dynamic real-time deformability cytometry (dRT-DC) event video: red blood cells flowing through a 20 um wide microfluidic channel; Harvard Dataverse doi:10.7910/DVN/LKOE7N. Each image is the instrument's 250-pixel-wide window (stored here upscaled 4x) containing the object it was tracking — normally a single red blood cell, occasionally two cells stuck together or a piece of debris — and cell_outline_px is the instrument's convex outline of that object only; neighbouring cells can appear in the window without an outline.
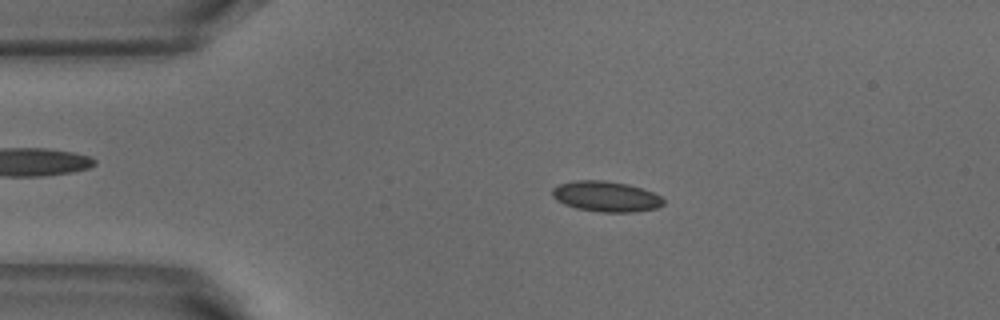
{"species": "common noctule bat (a hibernating species)", "species_latin": "Nyctalus noctula", "temperature_condition": "warm", "stored_images_in_passage": 53, "camera_frame_rate_fps": 3000, "um_per_image_px": 0.085, "animal": {"sex": "male", "body_mass_g": 18.8}, "frame": {"image": 1, "passage_image": 11, "time_ms": 3.333, "image_size_px": [1000, 320], "cell_outline_px": [[664, 204], [656, 208], [632, 212], [600, 212], [576, 208], [564, 204], [556, 200], [552, 196], [552, 188], [556, 184], [576, 180], [604, 180], [628, 184], [652, 192], [660, 196], [664, 200]], "centroid_in_image_um": [51.47, 16.69], "position_along_channel_um": 33.5, "area_um2": 19.83}}
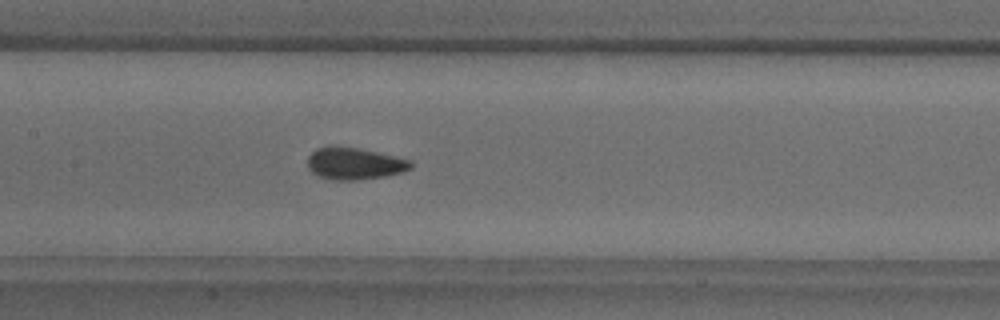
{"frame": {"image": 2, "passage_image": 25, "time_ms": 8.0, "image_size_px": [1000, 320], "cell_outline_px": [[412, 168], [404, 172], [384, 176], [356, 180], [332, 180], [320, 176], [312, 172], [308, 168], [308, 156], [316, 148], [328, 144], [336, 144], [396, 156], [412, 160]], "centroid_in_image_um": [30.11, 13.88], "position_along_channel_um": 177.3, "area_um2": 19.54}}
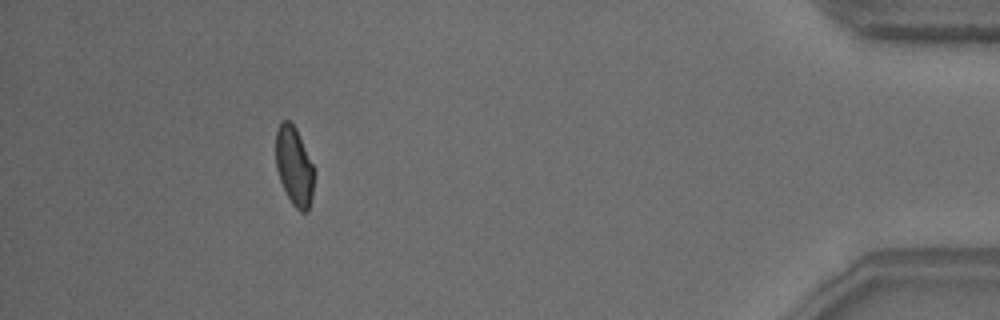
{"frame": {"image": 3, "passage_image": 48, "time_ms": 15.667, "image_size_px": [1000, 320], "cell_outline_px": [[316, 172], [312, 196], [308, 212], [300, 212], [292, 204], [280, 180], [276, 168], [276, 128], [280, 120], [288, 120], [296, 128], [316, 168]], "centroid_in_image_um": [25.04, 14.11], "position_along_channel_um": 410.2, "area_um2": 18.09}, "authors_computed_cell_mechanics": {"area_um2": 18.785, "velocity_mm_per_s": 3.8253, "shape_relaxation_time_tau1_ms": 5.0006, "shape_relaxation_time_tau2_ms": 1.1439, "deformation_change_tau1": 0.1236, "deformation_change_tau2": 0.0561}}